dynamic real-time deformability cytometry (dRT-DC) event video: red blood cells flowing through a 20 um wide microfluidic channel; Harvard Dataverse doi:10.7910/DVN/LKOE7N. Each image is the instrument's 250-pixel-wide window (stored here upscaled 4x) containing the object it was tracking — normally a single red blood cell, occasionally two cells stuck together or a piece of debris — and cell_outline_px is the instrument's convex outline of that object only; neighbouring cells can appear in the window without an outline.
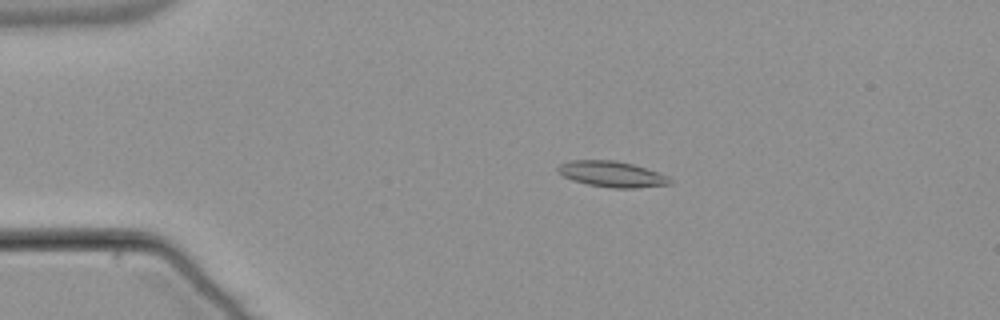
{"species": "common noctule bat (a hibernating species)", "species_latin": "Nyctalus noctula", "temperature_condition": "warm", "stored_images_in_passage": 55, "camera_frame_rate_fps": 3000, "um_per_image_px": 0.085, "animal": {"sex": "male", "body_mass_g": 21.5, "forearm_length_mm": 52.0}, "frame": {"image": 1, "passage_image": 12, "time_ms": 3.667, "image_size_px": [1000, 320], "cell_outline_px": [[672, 184], [636, 188], [612, 188], [588, 184], [572, 180], [564, 176], [556, 168], [560, 164], [572, 160], [616, 160], [632, 164], [668, 176], [672, 180]], "centroid_in_image_um": [52.02, 14.8], "position_along_channel_um": 33.0, "area_um2": 16.7}}
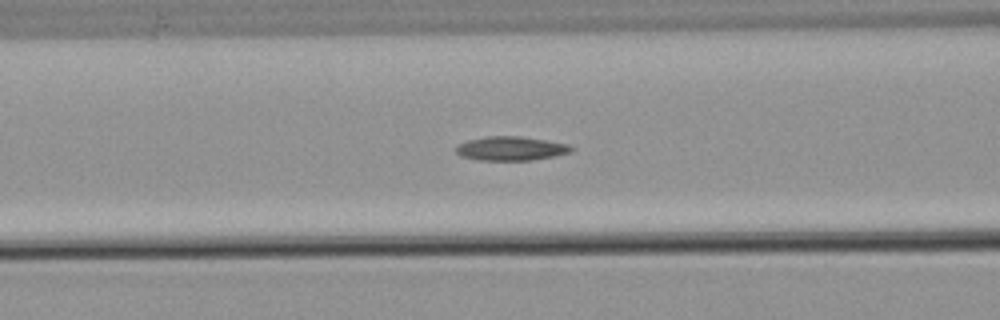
{"frame": {"image": 2, "passage_image": 23, "time_ms": 7.333, "image_size_px": [1000, 320], "cell_outline_px": [[576, 148], [572, 152], [556, 156], [532, 160], [476, 160], [460, 156], [456, 152], [456, 148], [460, 144], [468, 140], [488, 136], [520, 136], [568, 144]], "centroid_in_image_um": [43.46, 12.63], "position_along_channel_um": 123.1, "area_um2": 16.18}}
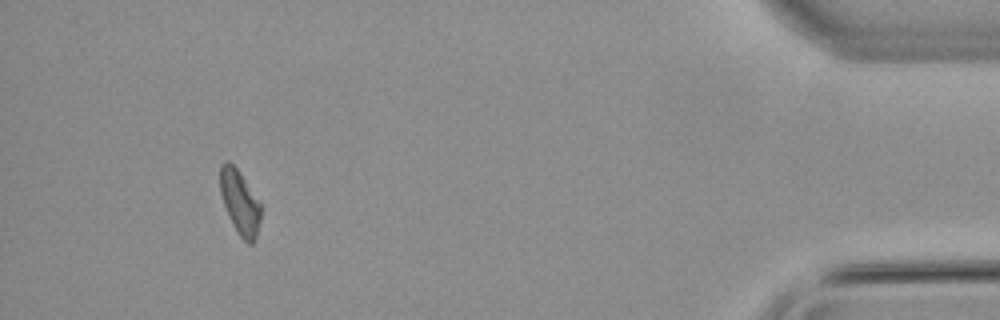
{"frame": {"image": 3, "passage_image": 51, "time_ms": 16.667, "image_size_px": [1000, 320], "cell_outline_px": [[260, 220], [256, 236], [252, 244], [248, 244], [240, 236], [224, 204], [220, 192], [220, 164], [224, 160], [228, 160], [240, 172], [260, 200]], "centroid_in_image_um": [20.4, 17.14], "position_along_channel_um": 414.8, "area_um2": 15.03}, "authors_computed_cell_mechanics": {"area_um2": 15.7216, "velocity_mm_per_s": 3.8316, "shape_relaxation_time_tau1_ms": null, "shape_relaxation_time_tau2_ms": 6.3723, "deformation_change_tau1": null, "deformation_change_tau2": 0.1216}}